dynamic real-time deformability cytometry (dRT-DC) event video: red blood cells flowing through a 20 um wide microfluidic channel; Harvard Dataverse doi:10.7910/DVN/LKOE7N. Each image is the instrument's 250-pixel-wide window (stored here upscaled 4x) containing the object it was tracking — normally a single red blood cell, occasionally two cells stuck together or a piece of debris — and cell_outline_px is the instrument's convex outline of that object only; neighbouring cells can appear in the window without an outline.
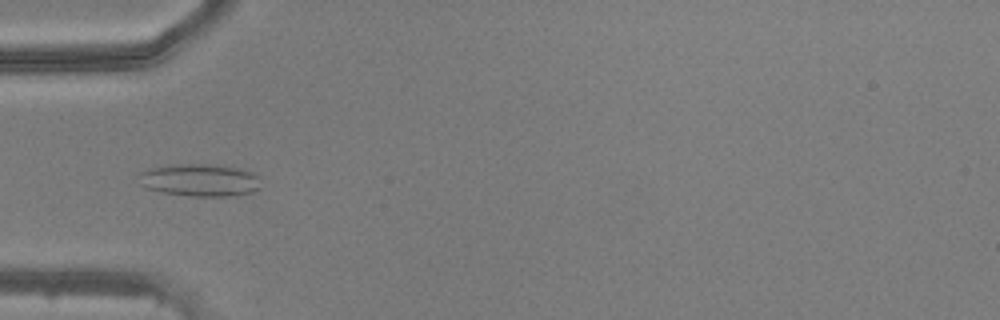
{"species": "common noctule bat (a hibernating species)", "species_latin": "Nyctalus noctula", "temperature_condition": "warm", "stored_images_in_passage": 50, "camera_frame_rate_fps": 3000, "um_per_image_px": 0.085, "animal": {"sex": "male", "body_mass_g": 20.5, "forearm_length_mm": 52.5}, "frame": {"image": 1, "passage_image": 17, "time_ms": 5.333, "image_size_px": [1000, 320], "cell_outline_px": [[260, 188], [252, 192], [236, 196], [188, 196], [160, 192], [144, 188], [140, 184], [136, 176], [140, 172], [148, 168], [180, 164], [204, 164], [236, 168], [252, 172], [260, 176]], "centroid_in_image_um": [16.95, 15.33], "position_along_channel_um": 68.1, "area_um2": 23.41}}
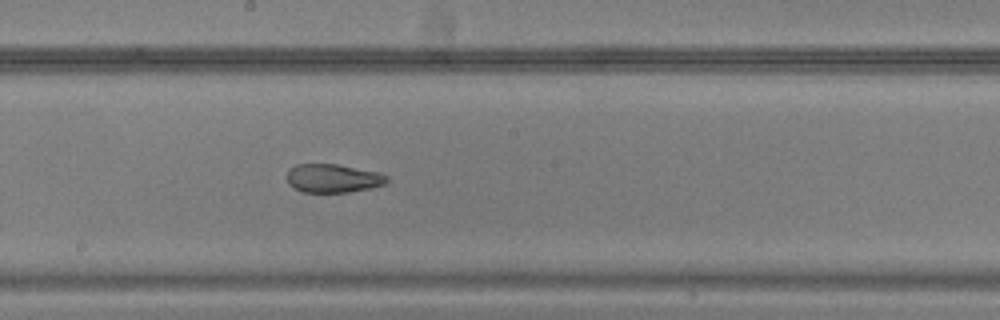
{"frame": {"image": 2, "passage_image": 28, "time_ms": 9.0, "image_size_px": [1000, 320], "cell_outline_px": [[388, 184], [372, 188], [348, 192], [300, 192], [292, 188], [288, 184], [288, 168], [296, 164], [336, 164], [380, 172], [388, 176]], "centroid_in_image_um": [28.32, 15.16], "position_along_channel_um": 219.9, "area_um2": 16.94}}
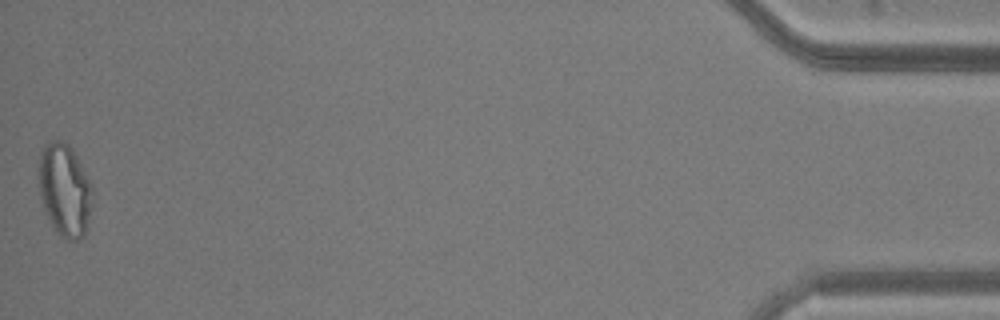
{"frame": {"image": 3, "passage_image": 50, "time_ms": 16.333, "image_size_px": [1000, 320], "cell_outline_px": [[92, 204], [84, 236], [76, 240], [68, 240], [56, 232], [44, 208], [36, 176], [40, 152], [44, 144], [52, 140], [60, 140], [68, 144], [72, 148], [92, 184]], "centroid_in_image_um": [5.48, 16.1], "position_along_channel_um": 429.7, "area_um2": 29.25}}